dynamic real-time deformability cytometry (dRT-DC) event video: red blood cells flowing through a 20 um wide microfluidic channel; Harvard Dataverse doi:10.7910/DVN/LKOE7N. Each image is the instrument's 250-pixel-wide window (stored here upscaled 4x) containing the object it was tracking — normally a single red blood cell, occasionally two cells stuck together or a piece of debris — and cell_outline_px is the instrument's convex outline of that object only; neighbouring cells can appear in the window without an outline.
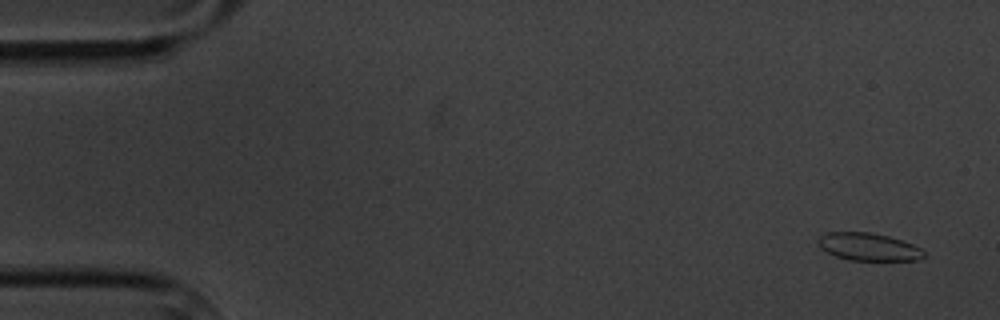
{"species": "common noctule bat (a hibernating species)", "species_latin": "Nyctalus noctula", "temperature_condition": "cold", "stored_images_in_passage": 4, "camera_frame_rate_fps": 3000, "um_per_image_px": 0.085, "animal": {"sex": "male", "body_mass_g": 20.1, "forearm_length_mm": 53.5}, "frame": {"image": 1, "passage_image": 1, "time_ms": 0.0, "image_size_px": [1000, 320], "cell_outline_px": [[924, 256], [920, 260], [848, 260], [836, 256], [820, 248], [820, 236], [828, 232], [868, 232], [888, 236], [912, 244], [920, 248], [924, 252]], "centroid_in_image_um": [73.84, 20.99], "position_along_channel_um": 11.2, "area_um2": 16.76}}